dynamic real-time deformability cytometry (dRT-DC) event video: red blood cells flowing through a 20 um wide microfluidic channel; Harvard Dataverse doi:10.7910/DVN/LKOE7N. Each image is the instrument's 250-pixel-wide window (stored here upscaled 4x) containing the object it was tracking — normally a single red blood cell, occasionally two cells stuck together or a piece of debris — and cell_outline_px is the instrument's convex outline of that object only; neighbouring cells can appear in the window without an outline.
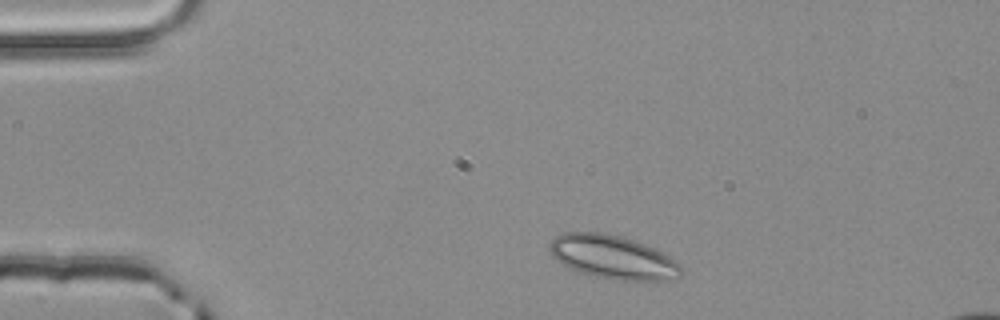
{"species": "common noctule bat (a hibernating species)", "species_latin": "Nyctalus noctula", "temperature_condition": "room temperature", "stored_images_in_passage": 2, "camera_frame_rate_fps": 3000, "um_per_image_px": 0.085, "animal": {"sex": "male", "body_mass_g": 20.4}, "frame": {"image": 1, "passage_image": 1, "time_ms": 0.0, "image_size_px": [1000, 320], "cell_outline_px": [[684, 272], [680, 276], [664, 280], [616, 280], [592, 276], [568, 268], [556, 260], [552, 256], [548, 248], [552, 240], [556, 236], [564, 232], [600, 232], [620, 236], [644, 244], [668, 256], [680, 264], [684, 268]], "centroid_in_image_um": [52.06, 21.86], "position_along_channel_um": 32.9, "area_um2": 33.35}}